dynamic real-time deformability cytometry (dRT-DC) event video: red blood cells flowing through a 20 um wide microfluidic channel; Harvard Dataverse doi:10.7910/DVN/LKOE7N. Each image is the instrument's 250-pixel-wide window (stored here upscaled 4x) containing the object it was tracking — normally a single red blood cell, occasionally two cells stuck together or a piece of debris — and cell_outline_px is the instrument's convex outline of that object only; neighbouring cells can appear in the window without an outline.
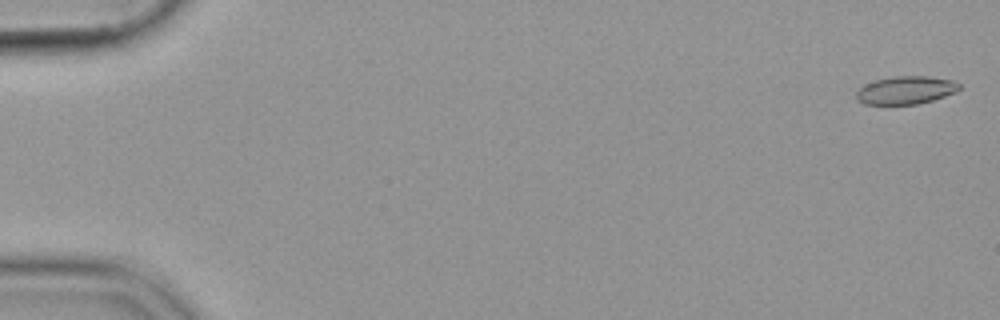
{"species": "common noctule bat (a hibernating species)", "species_latin": "Nyctalus noctula", "temperature_condition": "cold", "stored_images_in_passage": 33, "camera_frame_rate_fps": 3000, "um_per_image_px": 0.085, "animal": {"sex": "female", "body_mass_g": 19.9}, "frame": {"image": 1, "passage_image": 2, "time_ms": 0.333, "image_size_px": [1000, 320], "cell_outline_px": [[960, 88], [956, 92], [932, 100], [916, 104], [864, 104], [856, 100], [856, 92], [864, 84], [876, 80], [896, 76], [928, 76], [952, 80], [960, 84]], "centroid_in_image_um": [76.98, 7.66], "position_along_channel_um": 8.0, "area_um2": 16.7}}
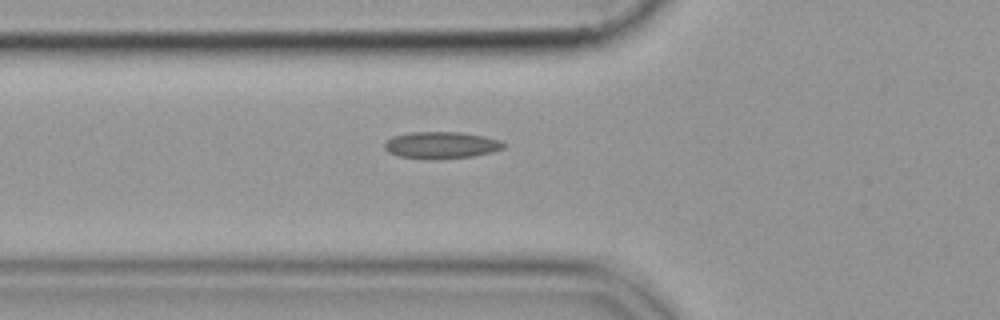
{"frame": {"image": 2, "passage_image": 21, "time_ms": 6.667, "image_size_px": [1000, 320], "cell_outline_px": [[508, 144], [504, 148], [492, 152], [472, 156], [436, 160], [400, 156], [388, 152], [384, 148], [384, 144], [392, 136], [408, 132], [460, 132], [484, 136], [500, 140]], "centroid_in_image_um": [37.53, 12.33], "position_along_channel_um": 88.3, "area_um2": 18.79}}
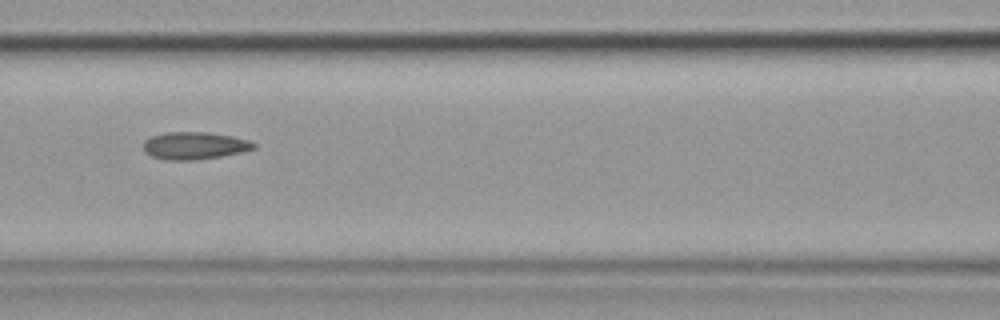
{"frame": {"image": 3, "passage_image": 26, "time_ms": 8.333, "image_size_px": [1000, 320], "cell_outline_px": [[256, 148], [244, 152], [196, 160], [164, 160], [152, 156], [144, 152], [144, 140], [152, 136], [168, 132], [208, 132], [232, 136], [248, 140], [256, 144]], "centroid_in_image_um": [16.54, 12.38], "position_along_channel_um": 150.1, "area_um2": 17.69}}